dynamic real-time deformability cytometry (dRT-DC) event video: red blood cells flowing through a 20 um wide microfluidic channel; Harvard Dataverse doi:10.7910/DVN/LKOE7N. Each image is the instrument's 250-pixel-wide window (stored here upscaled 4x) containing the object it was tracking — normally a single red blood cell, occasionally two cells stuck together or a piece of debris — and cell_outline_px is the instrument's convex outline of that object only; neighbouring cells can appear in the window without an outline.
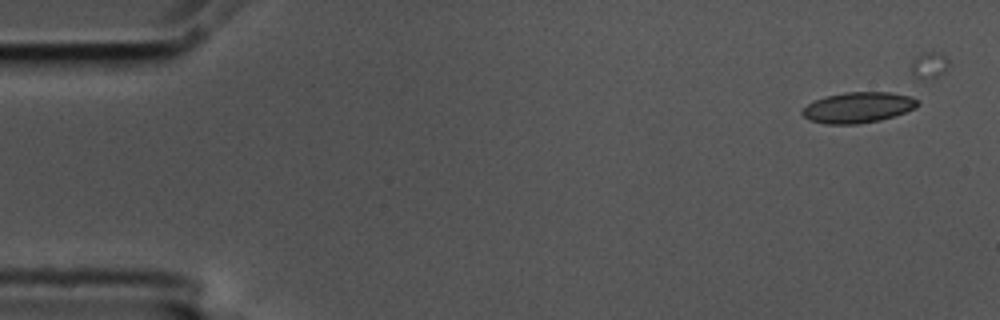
{"species": "common noctule bat (a hibernating species)", "species_latin": "Nyctalus noctula", "temperature_condition": "cold", "stored_images_in_passage": 5, "camera_frame_rate_fps": 3000, "um_per_image_px": 0.085, "animal": {"sex": "male", "body_mass_g": 17.5, "forearm_length_mm": 52.3}, "frame": {"image": 1, "passage_image": 1, "time_ms": 0.0, "image_size_px": [1000, 320], "cell_outline_px": [[920, 104], [916, 108], [880, 120], [856, 124], [828, 124], [808, 120], [800, 112], [808, 104], [824, 96], [844, 92], [892, 92], [912, 96]], "centroid_in_image_um": [72.93, 9.12], "position_along_channel_um": 12.1, "area_um2": 20.63}}